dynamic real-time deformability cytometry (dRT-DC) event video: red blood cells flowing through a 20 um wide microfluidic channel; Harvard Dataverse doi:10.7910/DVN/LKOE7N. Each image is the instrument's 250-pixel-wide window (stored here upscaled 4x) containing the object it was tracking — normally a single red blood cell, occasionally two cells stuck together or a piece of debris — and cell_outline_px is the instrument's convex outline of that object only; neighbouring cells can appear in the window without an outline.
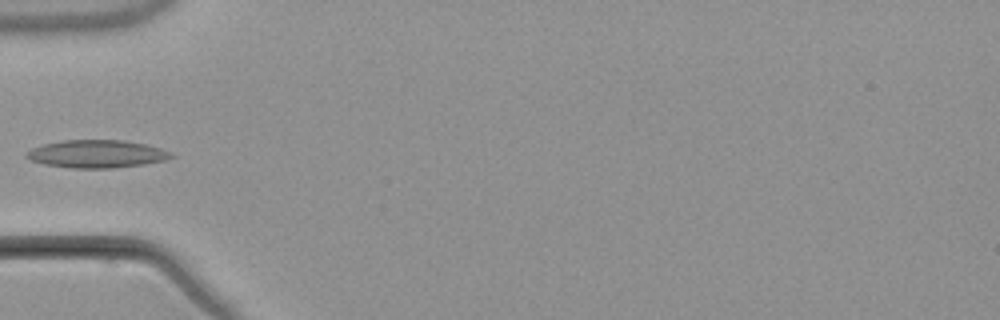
{"species": "common noctule bat (a hibernating species)", "species_latin": "Nyctalus noctula", "temperature_condition": "warm", "stored_images_in_passage": 5, "camera_frame_rate_fps": 3000, "um_per_image_px": 0.085, "animal": {"sex": "male", "body_mass_g": 21.5, "forearm_length_mm": 52.0}, "frame": {"image": 1, "passage_image": 5, "time_ms": 4.667, "image_size_px": [1000, 320], "cell_outline_px": [[176, 156], [164, 160], [144, 164], [112, 168], [72, 168], [44, 164], [32, 160], [24, 156], [24, 152], [32, 148], [44, 144], [64, 140], [124, 140], [144, 144], [160, 148], [172, 152]], "centroid_in_image_um": [8.22, 13.08], "position_along_channel_um": 76.8, "area_um2": 23.41}}